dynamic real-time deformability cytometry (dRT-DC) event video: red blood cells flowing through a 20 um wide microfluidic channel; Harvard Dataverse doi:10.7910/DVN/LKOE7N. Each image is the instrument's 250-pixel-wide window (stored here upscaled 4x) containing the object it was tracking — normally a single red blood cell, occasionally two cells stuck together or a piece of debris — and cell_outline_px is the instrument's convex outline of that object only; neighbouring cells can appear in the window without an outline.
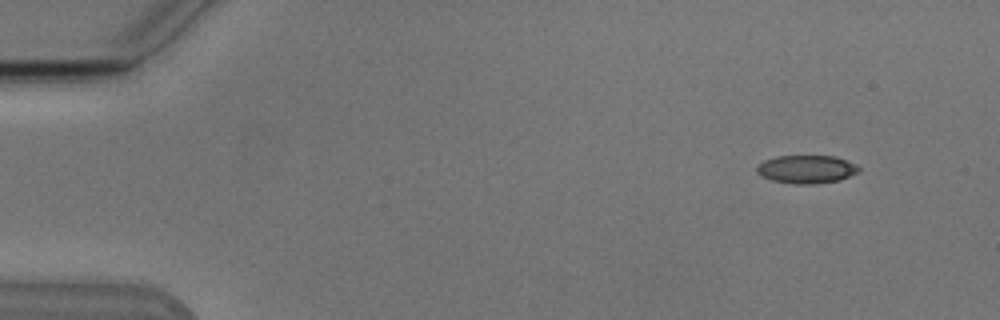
{"species": "Egyptian fruit bat (a non-hibernating species)", "species_latin": "Rousettus aegyptiacus", "temperature_condition": "cold", "stored_images_in_passage": 6, "segment_of_instrument_passage": [1, 2], "camera_frame_rate_fps": 3000, "um_per_image_px": 0.085, "animal": {"sex": "male"}, "frame": {"image": 1, "passage_image": 2, "time_ms": 1.333, "image_size_px": [1000, 320], "cell_outline_px": [[860, 168], [856, 172], [840, 180], [812, 184], [796, 184], [772, 180], [756, 172], [756, 168], [764, 160], [776, 156], [836, 156], [856, 164]], "centroid_in_image_um": [68.55, 14.38], "position_along_channel_um": 16.4, "area_um2": 16.53}}
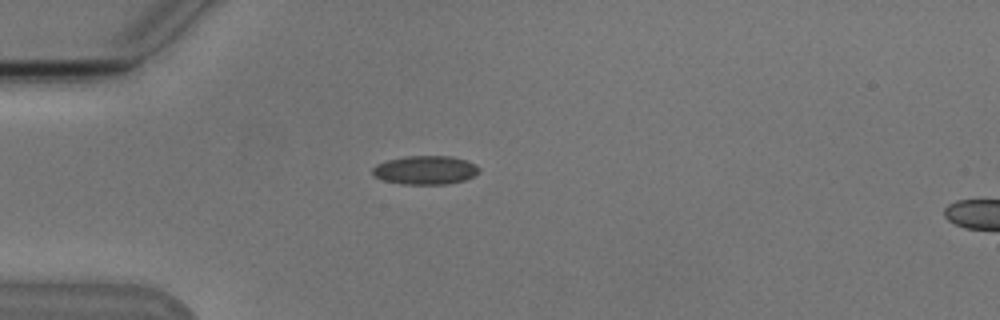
{"frame": {"image": 2, "passage_image": 5, "time_ms": 4.667, "image_size_px": [1000, 320], "cell_outline_px": [[480, 172], [464, 180], [444, 184], [400, 184], [384, 180], [372, 176], [372, 168], [376, 164], [388, 160], [404, 156], [452, 156], [476, 164], [480, 168]], "centroid_in_image_um": [36.13, 14.45], "position_along_channel_um": 48.9, "area_um2": 17.86}}